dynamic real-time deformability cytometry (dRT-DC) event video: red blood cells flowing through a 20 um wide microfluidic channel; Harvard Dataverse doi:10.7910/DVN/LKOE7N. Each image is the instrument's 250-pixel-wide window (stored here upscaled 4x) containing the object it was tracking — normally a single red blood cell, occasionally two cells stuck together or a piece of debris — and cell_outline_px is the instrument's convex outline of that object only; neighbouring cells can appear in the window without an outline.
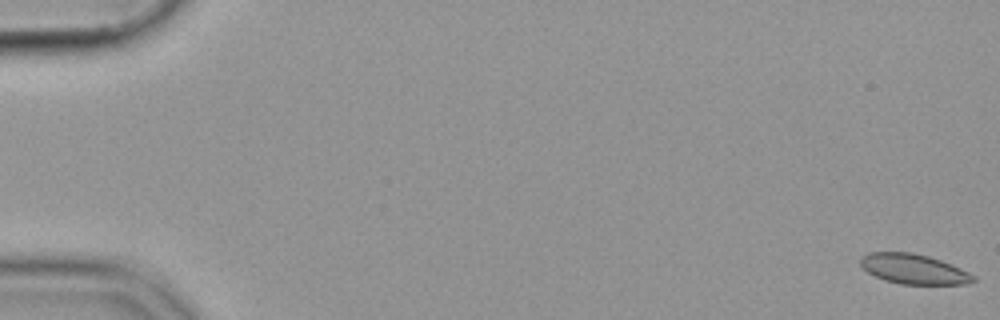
{"species": "common noctule bat (a hibernating species)", "species_latin": "Nyctalus noctula", "temperature_condition": "cold", "stored_images_in_passage": 56, "camera_frame_rate_fps": 3000, "um_per_image_px": 0.085, "animal": {"sex": "female", "body_mass_g": 19.9}, "frame": {"image": 1, "passage_image": 1, "time_ms": 0.0, "image_size_px": [1000, 320], "cell_outline_px": [[976, 280], [968, 284], [900, 284], [884, 280], [868, 272], [860, 264], [860, 256], [868, 252], [912, 252], [928, 256], [952, 264], [976, 276]], "centroid_in_image_um": [77.66, 22.86], "position_along_channel_um": 7.3, "area_um2": 19.77}}
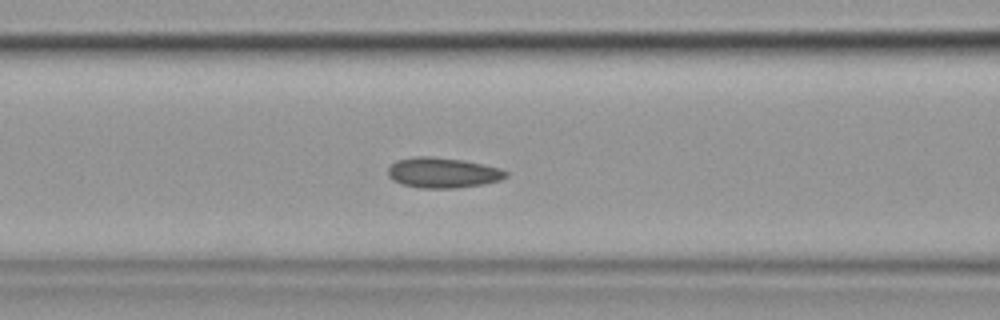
{"frame": {"image": 2, "passage_image": 24, "time_ms": 7.667, "image_size_px": [1000, 320], "cell_outline_px": [[508, 176], [500, 180], [484, 184], [456, 188], [420, 188], [400, 184], [392, 180], [388, 176], [388, 168], [396, 160], [416, 156], [432, 156], [464, 160], [500, 168], [508, 172]], "centroid_in_image_um": [37.62, 14.68], "position_along_channel_um": 129.0, "area_um2": 21.04}}
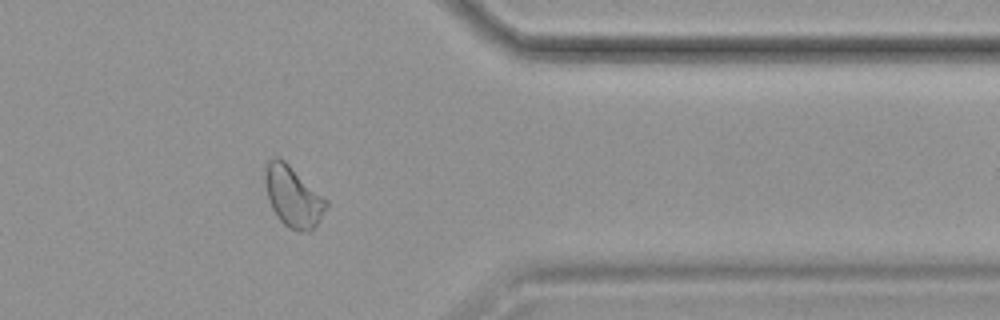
{"frame": {"image": 3, "passage_image": 46, "time_ms": 15.0, "image_size_px": [1000, 320], "cell_outline_px": [[328, 204], [320, 220], [308, 232], [300, 232], [288, 228], [276, 216], [268, 200], [264, 184], [264, 172], [268, 160], [272, 156], [276, 156], [284, 160], [328, 200]], "centroid_in_image_um": [24.88, 16.7], "position_along_channel_um": 386.5, "area_um2": 21.79}}